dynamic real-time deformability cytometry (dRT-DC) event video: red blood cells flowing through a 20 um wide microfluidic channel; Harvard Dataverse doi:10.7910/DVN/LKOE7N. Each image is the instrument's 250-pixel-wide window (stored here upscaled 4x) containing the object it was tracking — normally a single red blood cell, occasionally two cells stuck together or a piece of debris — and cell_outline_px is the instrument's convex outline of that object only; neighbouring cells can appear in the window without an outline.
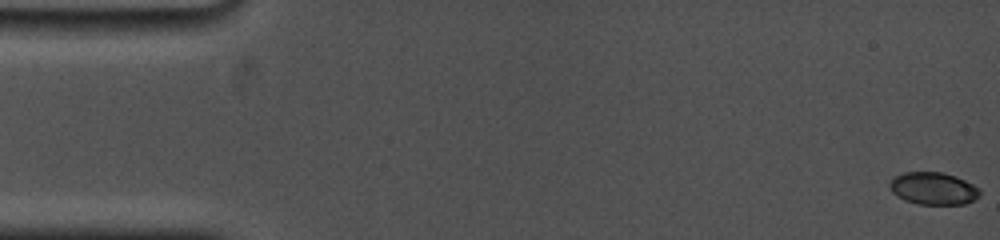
{"species": "common noctule bat (a hibernating species)", "species_latin": "Nyctalus noctula", "temperature_condition": "cold", "stored_images_in_passage": 57, "camera_frame_rate_fps": 5000, "um_per_image_px": 0.085, "animal": {"sex": "female", "body_mass_g": 19.0, "forearm_length_mm": 53.3}, "frame": {"image": 1, "passage_image": 1, "time_ms": 0.0, "image_size_px": [1000, 240], "cell_outline_px": [[980, 196], [976, 200], [964, 204], [920, 204], [904, 200], [896, 196], [892, 192], [888, 184], [892, 176], [904, 172], [944, 172], [956, 176], [980, 188]], "centroid_in_image_um": [79.32, 16.01], "position_along_channel_um": 5.7, "area_um2": 17.28}}
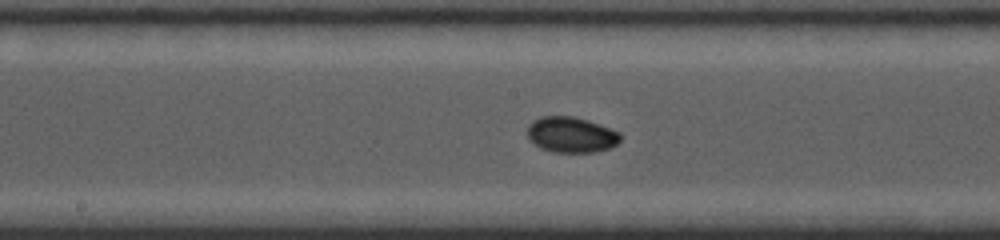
{"frame": {"image": 2, "passage_image": 31, "time_ms": 8.8, "image_size_px": [1000, 240], "cell_outline_px": [[620, 140], [612, 148], [592, 152], [552, 152], [540, 148], [528, 140], [528, 124], [532, 120], [540, 116], [572, 116], [588, 120], [600, 124], [620, 132]], "centroid_in_image_um": [48.53, 11.45], "position_along_channel_um": 199.7, "area_um2": 19.54}}
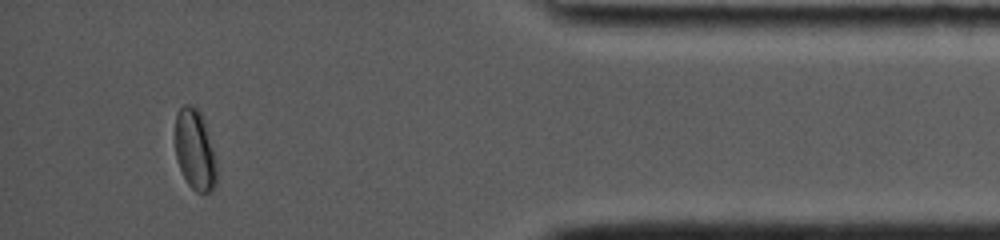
{"frame": {"image": 3, "passage_image": 53, "time_ms": 15.4, "image_size_px": [1000, 240], "cell_outline_px": [[216, 184], [208, 192], [196, 192], [188, 184], [180, 168], [176, 156], [176, 112], [184, 104], [188, 104], [196, 108], [204, 116], [216, 160]], "centroid_in_image_um": [16.58, 12.71], "position_along_channel_um": 418.6, "area_um2": 19.42}, "authors_computed_cell_mechanics": {"area_um2": 18.5538, "velocity_mm_per_s": 3.7853, "shape_relaxation_time_tau1_ms": 6.469, "shape_relaxation_time_tau2_ms": 1.851, "deformation_change_tau1": 0.1306, "deformation_change_tau2": 0.0242}}